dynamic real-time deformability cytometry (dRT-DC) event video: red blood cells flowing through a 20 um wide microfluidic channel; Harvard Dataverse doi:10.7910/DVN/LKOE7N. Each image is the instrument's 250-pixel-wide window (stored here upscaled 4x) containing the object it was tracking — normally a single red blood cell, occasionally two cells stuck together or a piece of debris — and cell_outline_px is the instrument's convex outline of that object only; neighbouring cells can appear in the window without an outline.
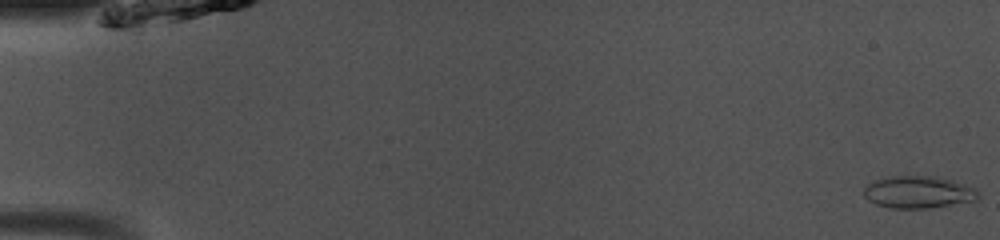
{"species": "common noctule bat (a hibernating species)", "species_latin": "Nyctalus noctula", "temperature_condition": "room temperature", "stored_images_in_passage": 49, "camera_frame_rate_fps": 3000, "um_per_image_px": 0.085, "animal": {"sex": "male", "body_mass_g": 13.0, "forearm_length_mm": 53.1}, "frame": {"image": 1, "passage_image": 1, "time_ms": 0.0, "image_size_px": [1000, 240], "cell_outline_px": [[980, 196], [976, 200], [928, 208], [892, 208], [876, 204], [868, 200], [864, 196], [864, 188], [868, 184], [876, 180], [888, 176], [936, 176], [952, 180], [976, 188], [980, 192]], "centroid_in_image_um": [78.08, 16.32], "position_along_channel_um": 6.9, "area_um2": 21.44}}
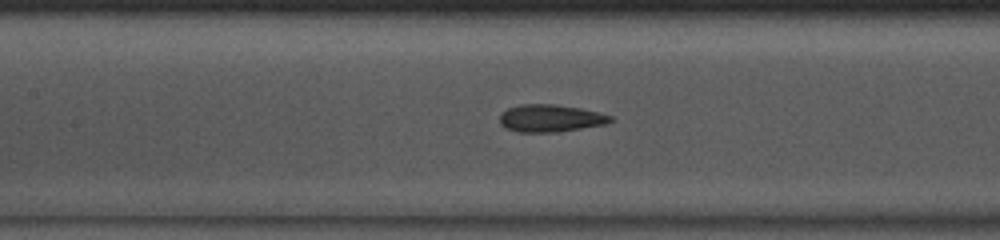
{"frame": {"image": 2, "passage_image": 23, "time_ms": 7.333, "image_size_px": [1000, 240], "cell_outline_px": [[612, 120], [608, 124], [560, 132], [516, 132], [504, 128], [500, 124], [500, 112], [508, 108], [520, 104], [556, 104], [580, 108], [612, 116]], "centroid_in_image_um": [46.75, 10.06], "position_along_channel_um": 160.6, "area_um2": 17.92}}
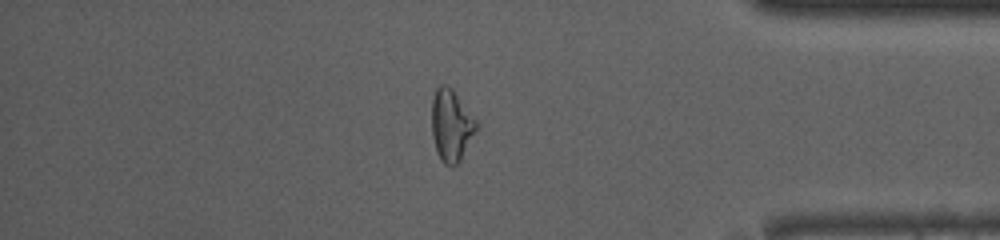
{"frame": {"image": 3, "passage_image": 42, "time_ms": 13.667, "image_size_px": [1000, 240], "cell_outline_px": [[480, 128], [460, 160], [452, 168], [444, 164], [440, 160], [436, 152], [432, 136], [432, 100], [436, 88], [440, 84], [444, 84], [452, 88], [476, 120]], "centroid_in_image_um": [38.37, 10.69], "position_along_channel_um": 396.8, "area_um2": 19.02}, "authors_computed_cell_mechanics": {"area_um2": 18.5538, "velocity_mm_per_s": 4.0933, "shape_relaxation_time_tau1_ms": null, "shape_relaxation_time_tau2_ms": 1.5387, "deformation_change_tau1": null, "deformation_change_tau2": 0.0864}}